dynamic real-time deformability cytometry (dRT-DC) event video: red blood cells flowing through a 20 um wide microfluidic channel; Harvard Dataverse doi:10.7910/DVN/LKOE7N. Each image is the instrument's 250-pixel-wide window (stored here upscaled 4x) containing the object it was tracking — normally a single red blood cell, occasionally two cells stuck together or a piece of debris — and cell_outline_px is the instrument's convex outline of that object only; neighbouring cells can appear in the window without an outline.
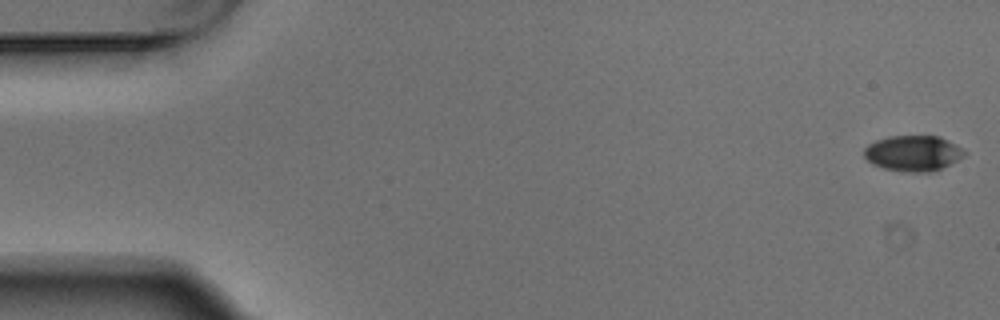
{"species": "Egyptian fruit bat (a non-hibernating species)", "species_latin": "Rousettus aegyptiacus", "temperature_condition": "warm", "stored_images_in_passage": 4, "camera_frame_rate_fps": 3000, "um_per_image_px": 0.085, "animal": {"sex": "male"}, "frame": {"image": 1, "passage_image": 1, "time_ms": 0.0, "image_size_px": [1000, 320], "cell_outline_px": [[968, 152], [964, 156], [932, 172], [904, 172], [884, 168], [872, 164], [864, 156], [864, 148], [868, 144], [876, 140], [888, 136], [940, 136], [956, 144]], "centroid_in_image_um": [77.61, 13.02], "position_along_channel_um": 7.4, "area_um2": 20.87}}
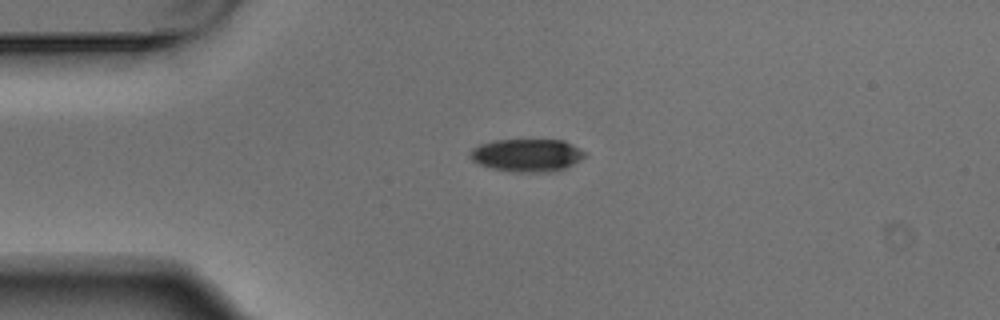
{"frame": {"image": 2, "passage_image": 4, "time_ms": 1.0, "image_size_px": [1000, 320], "cell_outline_px": [[584, 156], [580, 160], [556, 172], [520, 172], [492, 168], [480, 164], [472, 160], [468, 156], [472, 148], [480, 144], [496, 140], [564, 140], [572, 144], [584, 152]], "centroid_in_image_um": [44.78, 13.19], "position_along_channel_um": 40.2, "area_um2": 21.73}}